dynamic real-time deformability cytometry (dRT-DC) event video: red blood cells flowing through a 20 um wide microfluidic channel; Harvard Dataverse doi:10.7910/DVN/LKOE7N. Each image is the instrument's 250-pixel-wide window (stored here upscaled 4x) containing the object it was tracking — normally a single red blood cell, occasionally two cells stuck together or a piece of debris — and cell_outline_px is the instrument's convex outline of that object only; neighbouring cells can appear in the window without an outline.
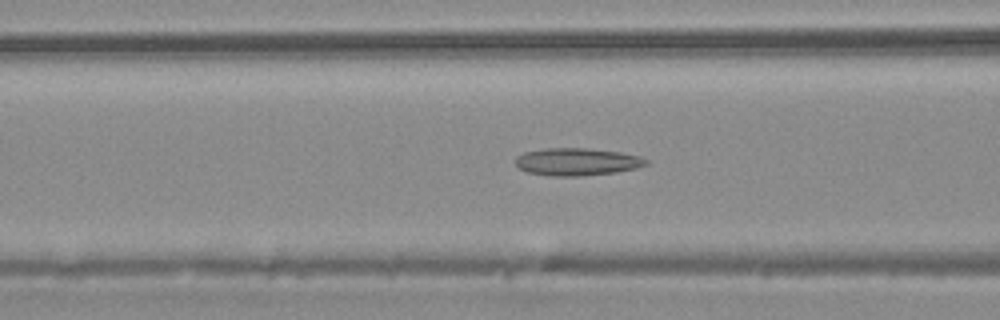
{"species": "common noctule bat (a hibernating species)", "species_latin": "Nyctalus noctula", "temperature_condition": "warm", "stored_images_in_passage": 44, "camera_frame_rate_fps": 3000, "um_per_image_px": 0.085, "animal": {"sex": "male", "body_mass_g": 20.4}, "frame": {"image": 1, "passage_image": 17, "time_ms": 5.333, "image_size_px": [1000, 320], "cell_outline_px": [[648, 164], [636, 168], [616, 172], [580, 176], [552, 176], [528, 172], [520, 168], [516, 164], [516, 156], [524, 152], [544, 148], [588, 148], [620, 152], [640, 156], [648, 160]], "centroid_in_image_um": [49.05, 13.74], "position_along_channel_um": 117.5, "area_um2": 20.92}}
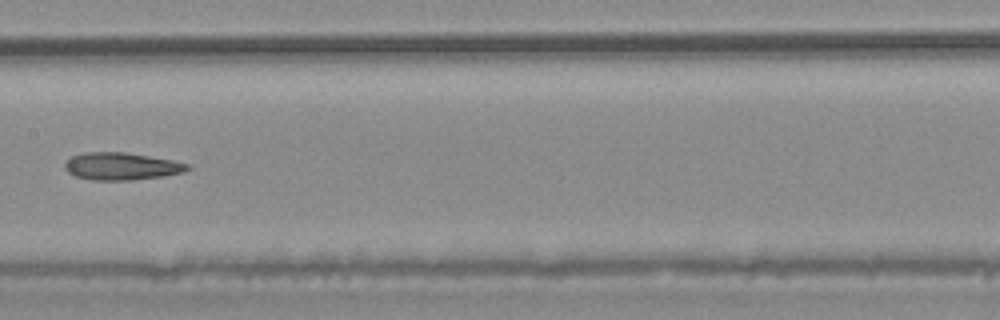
{"frame": {"image": 2, "passage_image": 22, "time_ms": 7.0, "image_size_px": [1000, 320], "cell_outline_px": [[192, 168], [184, 172], [164, 176], [132, 180], [92, 180], [76, 176], [68, 172], [64, 168], [64, 164], [72, 156], [84, 152], [124, 152], [172, 160], [192, 164]], "centroid_in_image_um": [10.36, 14.13], "position_along_channel_um": 197.0, "area_um2": 19.65}}
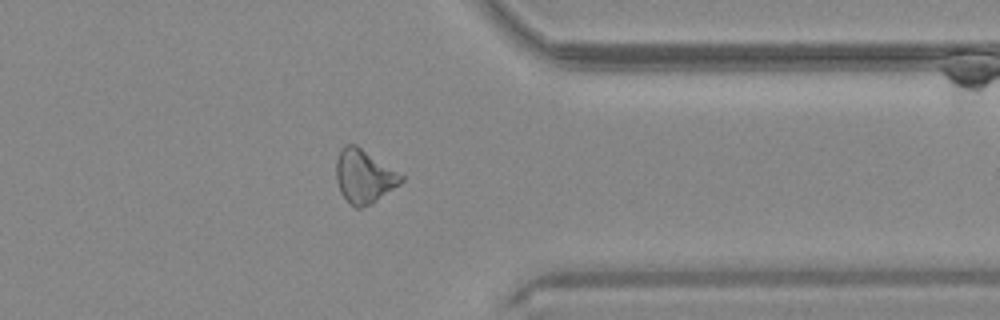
{"frame": {"image": 3, "passage_image": 34, "time_ms": 11.0, "image_size_px": [1000, 320], "cell_outline_px": [[404, 180], [400, 184], [372, 204], [360, 208], [356, 208], [340, 192], [336, 180], [336, 160], [340, 148], [344, 144], [356, 144], [404, 176]], "centroid_in_image_um": [30.93, 14.97], "position_along_channel_um": 380.5, "area_um2": 20.23}}